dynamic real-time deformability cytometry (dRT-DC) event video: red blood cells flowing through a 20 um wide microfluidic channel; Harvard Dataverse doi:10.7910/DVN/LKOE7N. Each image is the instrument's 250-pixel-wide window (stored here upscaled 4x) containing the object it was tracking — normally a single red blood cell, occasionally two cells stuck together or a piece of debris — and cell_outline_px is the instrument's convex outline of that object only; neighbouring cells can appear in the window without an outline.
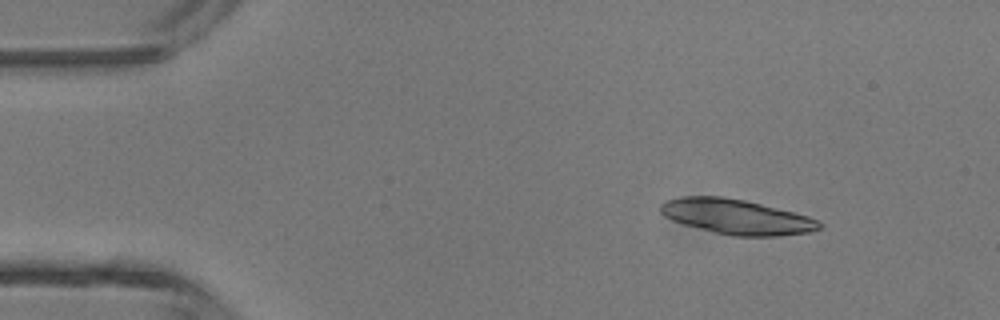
{"species": "common noctule bat (a hibernating species)", "species_latin": "Nyctalus noctula", "temperature_condition": "room temperature", "stored_images_in_passage": 4, "camera_frame_rate_fps": 3000, "um_per_image_px": 0.085, "animal": {"sex": "male", "body_mass_g": 13.3}, "frame": {"image": 1, "passage_image": 2, "time_ms": 0.333, "image_size_px": [1000, 320], "cell_outline_px": [[824, 224], [820, 228], [808, 232], [780, 236], [732, 236], [684, 224], [672, 220], [664, 216], [660, 212], [660, 204], [664, 200], [680, 196], [724, 196], [744, 200], [808, 216], [820, 220]], "centroid_in_image_um": [62.59, 18.42], "position_along_channel_um": 22.4, "area_um2": 32.31}}